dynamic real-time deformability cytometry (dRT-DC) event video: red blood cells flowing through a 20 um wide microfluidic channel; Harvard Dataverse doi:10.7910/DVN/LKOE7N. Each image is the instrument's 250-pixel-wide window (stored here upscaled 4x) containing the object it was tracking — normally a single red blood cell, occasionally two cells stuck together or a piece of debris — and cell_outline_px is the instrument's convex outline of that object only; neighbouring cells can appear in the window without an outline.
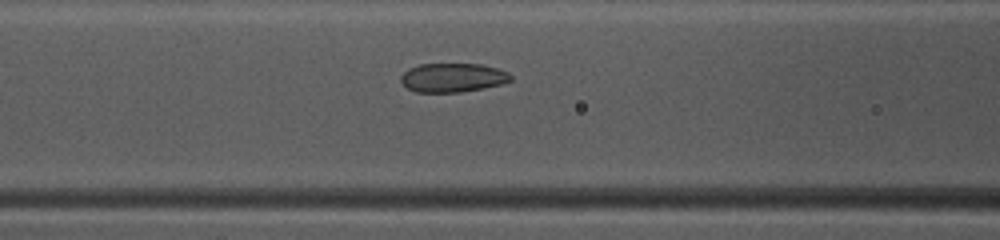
{"species": "common noctule bat (a hibernating species)", "species_latin": "Nyctalus noctula", "temperature_condition": "warm", "stored_images_in_passage": 46, "camera_frame_rate_fps": 3000, "um_per_image_px": 0.085, "animal": {"sex": "female", "body_mass_g": 10.0, "forearm_length_mm": 53.1}, "frame": {"image": 1, "passage_image": 21, "time_ms": 6.667, "image_size_px": [1000, 240], "cell_outline_px": [[512, 80], [500, 84], [484, 88], [460, 92], [416, 92], [408, 88], [400, 80], [400, 76], [408, 68], [420, 64], [480, 64], [496, 68], [508, 72], [512, 76]], "centroid_in_image_um": [38.47, 6.59], "position_along_channel_um": 128.1, "area_um2": 18.5}}
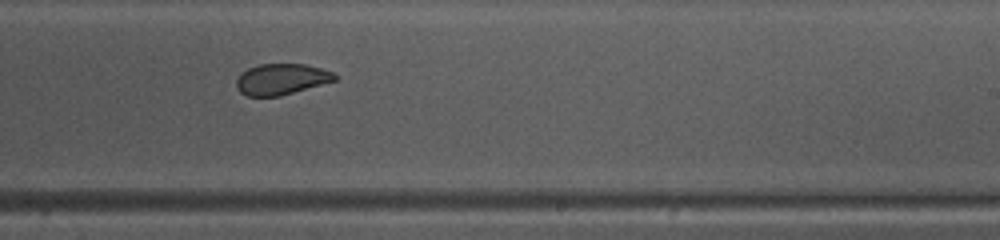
{"frame": {"image": 2, "passage_image": 31, "time_ms": 10.0, "image_size_px": [1000, 240], "cell_outline_px": [[336, 80], [280, 96], [248, 96], [240, 92], [236, 88], [236, 80], [248, 68], [260, 64], [304, 64], [320, 68], [332, 72], [336, 76]], "centroid_in_image_um": [23.9, 6.73], "position_along_channel_um": 265.1, "area_um2": 17.51}}
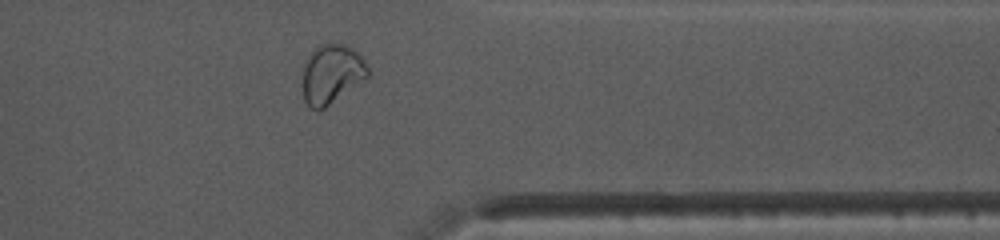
{"frame": {"image": 3, "passage_image": 40, "time_ms": 13.0, "image_size_px": [1000, 240], "cell_outline_px": [[372, 72], [368, 76], [324, 108], [312, 108], [304, 100], [304, 60], [312, 48], [320, 44], [348, 44], [364, 60]], "centroid_in_image_um": [28.2, 6.23], "position_along_channel_um": 383.2, "area_um2": 22.25}, "authors_computed_cell_mechanics": {"area_um2": 20.3167, "velocity_mm_per_s": 4.1103, "shape_relaxation_time_tau1_ms": null, "shape_relaxation_time_tau2_ms": 1.0838, "deformation_change_tau1": null, "deformation_change_tau2": 0.0521}}